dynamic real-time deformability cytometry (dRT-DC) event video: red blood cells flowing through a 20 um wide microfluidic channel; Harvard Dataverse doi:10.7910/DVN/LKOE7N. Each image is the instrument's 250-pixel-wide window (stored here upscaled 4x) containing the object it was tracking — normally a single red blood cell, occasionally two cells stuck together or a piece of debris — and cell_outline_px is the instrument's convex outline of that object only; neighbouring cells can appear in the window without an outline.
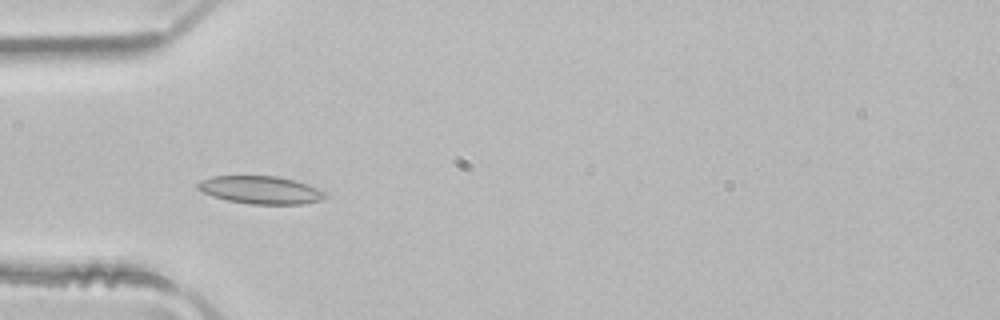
{"species": "common noctule bat (a hibernating species)", "species_latin": "Nyctalus noctula", "temperature_condition": "room temperature", "stored_images_in_passage": 5, "camera_frame_rate_fps": 3000, "um_per_image_px": 0.085, "animal": {"sex": "male", "body_mass_g": 21.5, "forearm_length_mm": 52.0}, "frame": {"image": 1, "passage_image": 3, "time_ms": 0.667, "image_size_px": [1000, 320], "cell_outline_px": [[324, 196], [320, 200], [304, 204], [252, 204], [228, 200], [212, 196], [196, 188], [196, 184], [200, 180], [212, 176], [276, 176], [296, 180], [316, 188], [324, 192]], "centroid_in_image_um": [22.1, 16.14], "position_along_channel_um": 62.9, "area_um2": 20.46}}
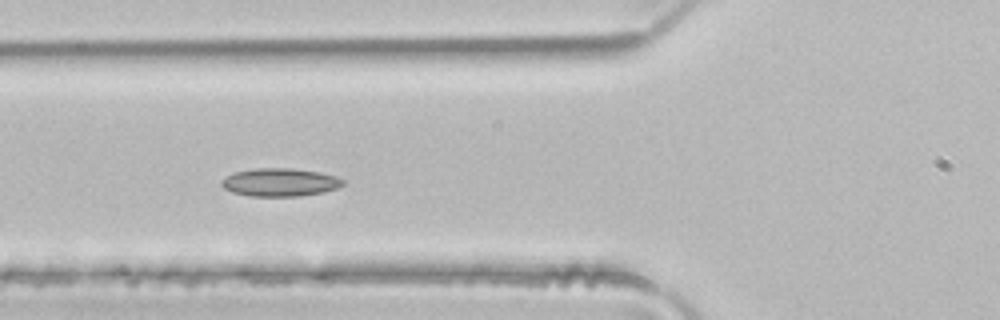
{"frame": {"image": 2, "passage_image": 4, "time_ms": 1.0, "image_size_px": [1000, 320], "cell_outline_px": [[344, 184], [336, 188], [324, 192], [300, 196], [248, 196], [232, 192], [224, 188], [220, 184], [220, 180], [224, 176], [232, 172], [256, 168], [292, 168], [320, 172], [336, 176], [344, 180]], "centroid_in_image_um": [23.75, 15.49], "position_along_channel_um": 102.0, "area_um2": 20.11}}
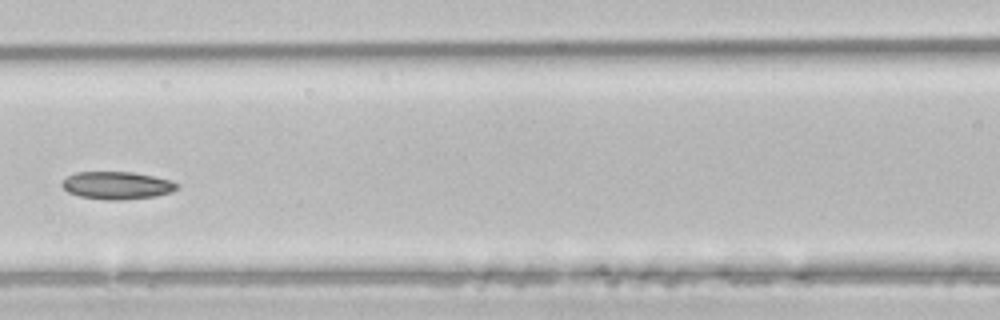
{"frame": {"image": 3, "passage_image": 5, "time_ms": 1.333, "image_size_px": [1000, 320], "cell_outline_px": [[180, 188], [172, 192], [156, 196], [120, 200], [104, 200], [80, 196], [68, 192], [60, 184], [68, 176], [76, 172], [132, 172], [172, 180], [180, 184]], "centroid_in_image_um": [9.99, 15.76], "position_along_channel_um": 156.6, "area_um2": 18.61}}